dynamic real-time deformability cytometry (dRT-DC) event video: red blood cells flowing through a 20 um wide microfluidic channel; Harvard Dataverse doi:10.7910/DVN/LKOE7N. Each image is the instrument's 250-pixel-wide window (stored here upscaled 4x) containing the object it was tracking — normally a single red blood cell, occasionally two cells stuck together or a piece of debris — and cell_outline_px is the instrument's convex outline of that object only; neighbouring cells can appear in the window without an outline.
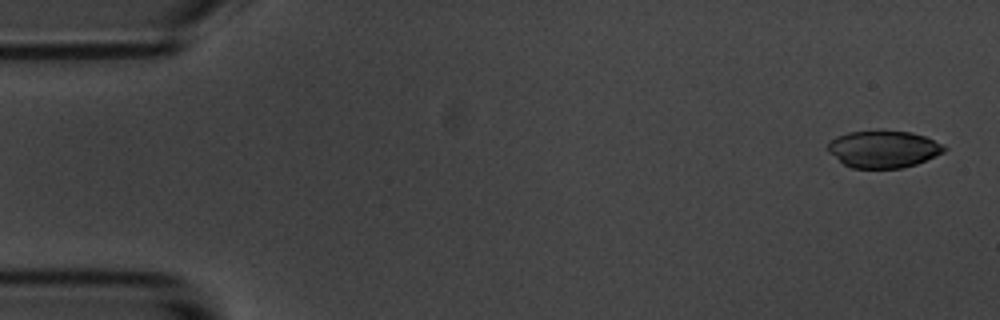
{"species": "common noctule bat (a hibernating species)", "species_latin": "Nyctalus noctula", "temperature_condition": "room temperature", "stored_images_in_passage": 4, "camera_frame_rate_fps": 3000, "um_per_image_px": 0.085, "animal": {"sex": "male", "body_mass_g": 20.1, "forearm_length_mm": 53.5}, "frame": {"image": 1, "passage_image": 1, "time_ms": 0.0, "image_size_px": [1000, 320], "cell_outline_px": [[948, 148], [944, 152], [936, 156], [916, 164], [900, 168], [852, 168], [844, 164], [828, 152], [828, 140], [836, 136], [848, 132], [912, 132], [924, 136]], "centroid_in_image_um": [75.06, 12.69], "position_along_channel_um": 9.9, "area_um2": 24.8}}
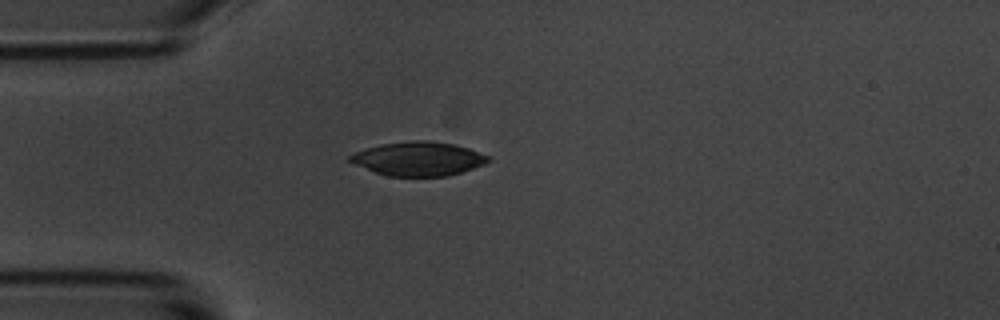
{"frame": {"image": 2, "passage_image": 4, "time_ms": 4.333, "image_size_px": [1000, 320], "cell_outline_px": [[492, 160], [484, 164], [448, 176], [388, 176], [352, 164], [348, 160], [348, 156], [356, 152], [380, 144], [412, 140], [428, 140], [456, 144], [468, 148], [488, 156]], "centroid_in_image_um": [35.55, 13.49], "position_along_channel_um": 49.5, "area_um2": 27.28}}